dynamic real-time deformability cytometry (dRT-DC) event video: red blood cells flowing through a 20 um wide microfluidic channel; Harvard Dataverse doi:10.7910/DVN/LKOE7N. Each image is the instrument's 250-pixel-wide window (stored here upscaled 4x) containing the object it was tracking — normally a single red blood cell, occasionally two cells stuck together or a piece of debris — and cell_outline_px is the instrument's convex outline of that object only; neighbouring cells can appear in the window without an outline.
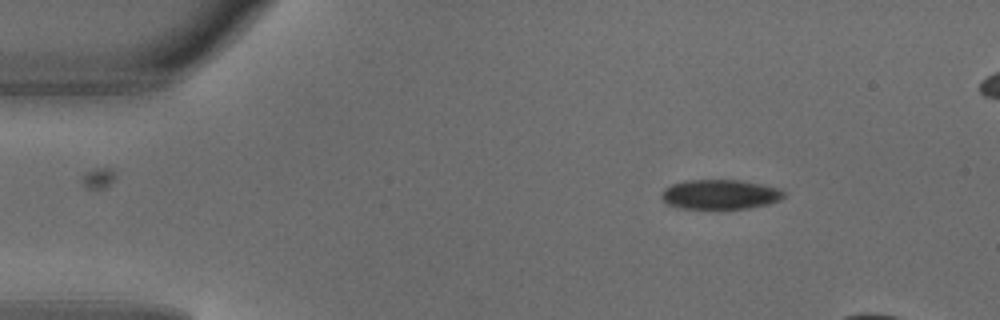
{"species": "common noctule bat (a hibernating species)", "species_latin": "Nyctalus noctula", "temperature_condition": "warm", "stored_images_in_passage": 6, "camera_frame_rate_fps": 3000, "um_per_image_px": 0.085, "animal": {"sex": "male", "body_mass_g": 18.8}, "frame": {"image": 1, "passage_image": 3, "time_ms": 0.667, "image_size_px": [1000, 320], "cell_outline_px": [[784, 196], [780, 200], [768, 204], [748, 208], [680, 208], [668, 204], [660, 196], [664, 188], [672, 184], [684, 180], [740, 180], [784, 188]], "centroid_in_image_um": [61.24, 16.51], "position_along_channel_um": 23.8, "area_um2": 21.21}}